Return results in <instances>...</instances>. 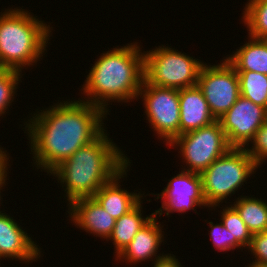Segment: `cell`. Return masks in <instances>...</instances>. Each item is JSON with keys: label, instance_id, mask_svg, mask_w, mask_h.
Returning <instances> with one entry per match:
<instances>
[{"label": "cell", "instance_id": "obj_3", "mask_svg": "<svg viewBox=\"0 0 267 267\" xmlns=\"http://www.w3.org/2000/svg\"><path fill=\"white\" fill-rule=\"evenodd\" d=\"M108 136L104 131L50 173L65 189L68 205L76 199L92 197L132 161Z\"/></svg>", "mask_w": 267, "mask_h": 267}, {"label": "cell", "instance_id": "obj_21", "mask_svg": "<svg viewBox=\"0 0 267 267\" xmlns=\"http://www.w3.org/2000/svg\"><path fill=\"white\" fill-rule=\"evenodd\" d=\"M242 14L241 20L247 25L248 35L267 40V0H249Z\"/></svg>", "mask_w": 267, "mask_h": 267}, {"label": "cell", "instance_id": "obj_16", "mask_svg": "<svg viewBox=\"0 0 267 267\" xmlns=\"http://www.w3.org/2000/svg\"><path fill=\"white\" fill-rule=\"evenodd\" d=\"M130 164L131 162L92 196L115 220L132 210L143 197L140 192L132 193L120 187L119 181L126 177Z\"/></svg>", "mask_w": 267, "mask_h": 267}, {"label": "cell", "instance_id": "obj_25", "mask_svg": "<svg viewBox=\"0 0 267 267\" xmlns=\"http://www.w3.org/2000/svg\"><path fill=\"white\" fill-rule=\"evenodd\" d=\"M252 147L246 146L248 155L254 160L257 167L267 160V119L256 131L254 138L250 141Z\"/></svg>", "mask_w": 267, "mask_h": 267}, {"label": "cell", "instance_id": "obj_22", "mask_svg": "<svg viewBox=\"0 0 267 267\" xmlns=\"http://www.w3.org/2000/svg\"><path fill=\"white\" fill-rule=\"evenodd\" d=\"M230 205V206H229ZM221 212V222L231 232V237L235 238L243 247L249 248L252 241V233L245 222L241 219L237 210L229 204Z\"/></svg>", "mask_w": 267, "mask_h": 267}, {"label": "cell", "instance_id": "obj_5", "mask_svg": "<svg viewBox=\"0 0 267 267\" xmlns=\"http://www.w3.org/2000/svg\"><path fill=\"white\" fill-rule=\"evenodd\" d=\"M257 168L245 148H230L200 174L207 205L218 207L220 202L235 194L244 182L247 183Z\"/></svg>", "mask_w": 267, "mask_h": 267}, {"label": "cell", "instance_id": "obj_23", "mask_svg": "<svg viewBox=\"0 0 267 267\" xmlns=\"http://www.w3.org/2000/svg\"><path fill=\"white\" fill-rule=\"evenodd\" d=\"M22 72L12 69L0 68V116L5 115L6 110L14 101L16 89L21 82Z\"/></svg>", "mask_w": 267, "mask_h": 267}, {"label": "cell", "instance_id": "obj_1", "mask_svg": "<svg viewBox=\"0 0 267 267\" xmlns=\"http://www.w3.org/2000/svg\"><path fill=\"white\" fill-rule=\"evenodd\" d=\"M39 111L24 125L34 166L48 174L106 131L103 120L108 114L81 99L60 101Z\"/></svg>", "mask_w": 267, "mask_h": 267}, {"label": "cell", "instance_id": "obj_10", "mask_svg": "<svg viewBox=\"0 0 267 267\" xmlns=\"http://www.w3.org/2000/svg\"><path fill=\"white\" fill-rule=\"evenodd\" d=\"M267 119V109L239 96L231 108L218 119L231 147L245 148Z\"/></svg>", "mask_w": 267, "mask_h": 267}, {"label": "cell", "instance_id": "obj_2", "mask_svg": "<svg viewBox=\"0 0 267 267\" xmlns=\"http://www.w3.org/2000/svg\"><path fill=\"white\" fill-rule=\"evenodd\" d=\"M143 80L144 52L138 43L117 46L102 53L89 70L81 88L82 94L88 98L81 101L98 106L109 114L111 101L130 103L137 100Z\"/></svg>", "mask_w": 267, "mask_h": 267}, {"label": "cell", "instance_id": "obj_12", "mask_svg": "<svg viewBox=\"0 0 267 267\" xmlns=\"http://www.w3.org/2000/svg\"><path fill=\"white\" fill-rule=\"evenodd\" d=\"M6 213H0V259H18L28 262L41 257L37 243Z\"/></svg>", "mask_w": 267, "mask_h": 267}, {"label": "cell", "instance_id": "obj_4", "mask_svg": "<svg viewBox=\"0 0 267 267\" xmlns=\"http://www.w3.org/2000/svg\"><path fill=\"white\" fill-rule=\"evenodd\" d=\"M0 14V68L22 72L41 61L53 28L23 8Z\"/></svg>", "mask_w": 267, "mask_h": 267}, {"label": "cell", "instance_id": "obj_24", "mask_svg": "<svg viewBox=\"0 0 267 267\" xmlns=\"http://www.w3.org/2000/svg\"><path fill=\"white\" fill-rule=\"evenodd\" d=\"M208 224L211 228L209 233L210 239L215 248L218 251L220 250L219 252L244 248L235 238L231 237V232L227 230L222 222L214 225V223L210 221Z\"/></svg>", "mask_w": 267, "mask_h": 267}, {"label": "cell", "instance_id": "obj_28", "mask_svg": "<svg viewBox=\"0 0 267 267\" xmlns=\"http://www.w3.org/2000/svg\"><path fill=\"white\" fill-rule=\"evenodd\" d=\"M5 148H1L0 146V177L8 170L7 166H9V156L7 151L3 150Z\"/></svg>", "mask_w": 267, "mask_h": 267}, {"label": "cell", "instance_id": "obj_17", "mask_svg": "<svg viewBox=\"0 0 267 267\" xmlns=\"http://www.w3.org/2000/svg\"><path fill=\"white\" fill-rule=\"evenodd\" d=\"M248 38V43L225 59L236 71H254L267 75V40Z\"/></svg>", "mask_w": 267, "mask_h": 267}, {"label": "cell", "instance_id": "obj_27", "mask_svg": "<svg viewBox=\"0 0 267 267\" xmlns=\"http://www.w3.org/2000/svg\"><path fill=\"white\" fill-rule=\"evenodd\" d=\"M175 257L174 254H164L153 262L154 266L152 267H182L178 258Z\"/></svg>", "mask_w": 267, "mask_h": 267}, {"label": "cell", "instance_id": "obj_18", "mask_svg": "<svg viewBox=\"0 0 267 267\" xmlns=\"http://www.w3.org/2000/svg\"><path fill=\"white\" fill-rule=\"evenodd\" d=\"M142 201H140L132 210L116 220L114 229L108 240L113 241L115 257L133 240L137 232L147 224L155 215L142 216ZM142 212V213H141Z\"/></svg>", "mask_w": 267, "mask_h": 267}, {"label": "cell", "instance_id": "obj_15", "mask_svg": "<svg viewBox=\"0 0 267 267\" xmlns=\"http://www.w3.org/2000/svg\"><path fill=\"white\" fill-rule=\"evenodd\" d=\"M180 135L216 121L198 85L179 90Z\"/></svg>", "mask_w": 267, "mask_h": 267}, {"label": "cell", "instance_id": "obj_6", "mask_svg": "<svg viewBox=\"0 0 267 267\" xmlns=\"http://www.w3.org/2000/svg\"><path fill=\"white\" fill-rule=\"evenodd\" d=\"M174 49L162 45L144 51V80L147 83L178 90L197 85L204 62Z\"/></svg>", "mask_w": 267, "mask_h": 267}, {"label": "cell", "instance_id": "obj_7", "mask_svg": "<svg viewBox=\"0 0 267 267\" xmlns=\"http://www.w3.org/2000/svg\"><path fill=\"white\" fill-rule=\"evenodd\" d=\"M168 146L179 148L183 170L201 174L232 148L218 120L210 125L177 136ZM179 146V147H178Z\"/></svg>", "mask_w": 267, "mask_h": 267}, {"label": "cell", "instance_id": "obj_14", "mask_svg": "<svg viewBox=\"0 0 267 267\" xmlns=\"http://www.w3.org/2000/svg\"><path fill=\"white\" fill-rule=\"evenodd\" d=\"M163 225L157 222L156 216L145 224L134 236L133 240L122 250V252L115 258L117 261L125 263H141L142 261H155L157 258L163 256L156 255L161 243H164V234L162 232ZM161 255V256H160ZM155 257L154 259H152ZM124 260H123V259ZM152 259V260H150ZM127 261V262H126Z\"/></svg>", "mask_w": 267, "mask_h": 267}, {"label": "cell", "instance_id": "obj_26", "mask_svg": "<svg viewBox=\"0 0 267 267\" xmlns=\"http://www.w3.org/2000/svg\"><path fill=\"white\" fill-rule=\"evenodd\" d=\"M248 249L255 258L252 262L267 264V231L253 234Z\"/></svg>", "mask_w": 267, "mask_h": 267}, {"label": "cell", "instance_id": "obj_11", "mask_svg": "<svg viewBox=\"0 0 267 267\" xmlns=\"http://www.w3.org/2000/svg\"><path fill=\"white\" fill-rule=\"evenodd\" d=\"M156 199L161 198L162 206L155 210L159 217L166 211V215L173 212L186 213L194 210L195 206L210 208L204 198L202 177L199 173L181 170L179 174L171 178L160 194H155Z\"/></svg>", "mask_w": 267, "mask_h": 267}, {"label": "cell", "instance_id": "obj_9", "mask_svg": "<svg viewBox=\"0 0 267 267\" xmlns=\"http://www.w3.org/2000/svg\"><path fill=\"white\" fill-rule=\"evenodd\" d=\"M198 87L209 105L214 118H221L240 96L239 79L235 68L225 59L217 65L203 64Z\"/></svg>", "mask_w": 267, "mask_h": 267}, {"label": "cell", "instance_id": "obj_30", "mask_svg": "<svg viewBox=\"0 0 267 267\" xmlns=\"http://www.w3.org/2000/svg\"><path fill=\"white\" fill-rule=\"evenodd\" d=\"M248 267H267V264H260V263H250Z\"/></svg>", "mask_w": 267, "mask_h": 267}, {"label": "cell", "instance_id": "obj_19", "mask_svg": "<svg viewBox=\"0 0 267 267\" xmlns=\"http://www.w3.org/2000/svg\"><path fill=\"white\" fill-rule=\"evenodd\" d=\"M267 201L256 197H238L231 204L253 234L267 231Z\"/></svg>", "mask_w": 267, "mask_h": 267}, {"label": "cell", "instance_id": "obj_29", "mask_svg": "<svg viewBox=\"0 0 267 267\" xmlns=\"http://www.w3.org/2000/svg\"><path fill=\"white\" fill-rule=\"evenodd\" d=\"M8 171L9 170H7L1 177H0V200L2 199V197H1V190L3 189L2 187H5V183H6V181L8 180L6 177H7V174H8ZM1 202V201H0ZM1 204V203H0ZM2 211H0V213H1Z\"/></svg>", "mask_w": 267, "mask_h": 267}, {"label": "cell", "instance_id": "obj_13", "mask_svg": "<svg viewBox=\"0 0 267 267\" xmlns=\"http://www.w3.org/2000/svg\"><path fill=\"white\" fill-rule=\"evenodd\" d=\"M67 212L76 227L108 241L116 220L93 197L74 200Z\"/></svg>", "mask_w": 267, "mask_h": 267}, {"label": "cell", "instance_id": "obj_20", "mask_svg": "<svg viewBox=\"0 0 267 267\" xmlns=\"http://www.w3.org/2000/svg\"><path fill=\"white\" fill-rule=\"evenodd\" d=\"M240 95L267 109V75L254 71H236Z\"/></svg>", "mask_w": 267, "mask_h": 267}, {"label": "cell", "instance_id": "obj_8", "mask_svg": "<svg viewBox=\"0 0 267 267\" xmlns=\"http://www.w3.org/2000/svg\"><path fill=\"white\" fill-rule=\"evenodd\" d=\"M139 97L143 99L149 125L158 139H164L165 145H169L180 135L179 90L157 87L143 80Z\"/></svg>", "mask_w": 267, "mask_h": 267}]
</instances>
